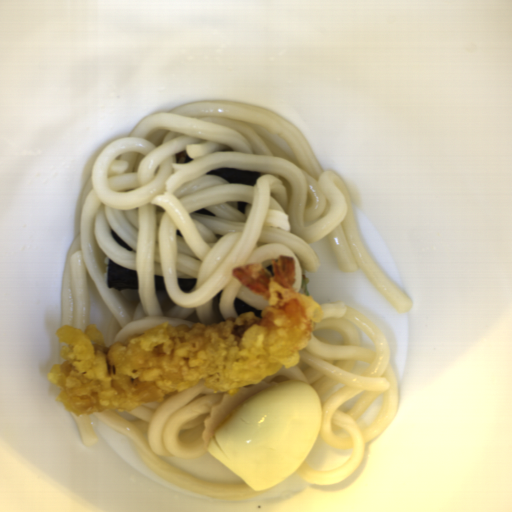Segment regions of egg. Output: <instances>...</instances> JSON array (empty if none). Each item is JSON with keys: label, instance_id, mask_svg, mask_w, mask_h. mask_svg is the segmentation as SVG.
I'll return each instance as SVG.
<instances>
[{"label": "egg", "instance_id": "egg-1", "mask_svg": "<svg viewBox=\"0 0 512 512\" xmlns=\"http://www.w3.org/2000/svg\"><path fill=\"white\" fill-rule=\"evenodd\" d=\"M322 421L319 393L303 381L282 380L240 405L212 435L207 449L251 490L265 491L300 468Z\"/></svg>", "mask_w": 512, "mask_h": 512}]
</instances>
